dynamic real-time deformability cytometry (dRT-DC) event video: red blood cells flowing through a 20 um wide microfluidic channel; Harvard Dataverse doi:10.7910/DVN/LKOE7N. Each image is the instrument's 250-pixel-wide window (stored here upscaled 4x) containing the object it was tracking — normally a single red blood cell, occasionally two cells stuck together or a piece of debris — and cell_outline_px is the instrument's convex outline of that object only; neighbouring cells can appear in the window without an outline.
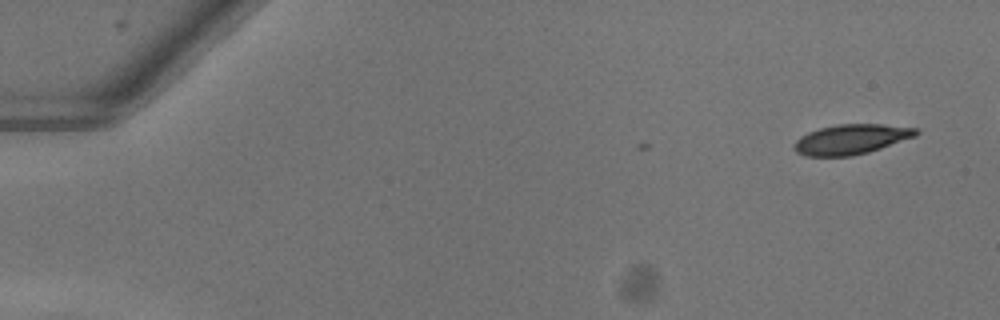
{"species": "common noctule bat (a hibernating species)", "species_latin": "Nyctalus noctula", "temperature_condition": "warm", "stored_images_in_passage": 3, "camera_frame_rate_fps": 3000, "um_per_image_px": 0.085, "animal": {"sex": "female"}, "frame": {"image": 1, "passage_image": 3, "time_ms": 0.667, "image_size_px": [1000, 320], "cell_outline_px": [[920, 132], [916, 136], [868, 152], [852, 156], [804, 156], [796, 152], [792, 148], [792, 144], [800, 136], [808, 132], [820, 128], [836, 124], [884, 124], [920, 128]], "centroid_in_image_um": [72.34, 11.83], "position_along_channel_um": 12.7, "area_um2": 21.5}}